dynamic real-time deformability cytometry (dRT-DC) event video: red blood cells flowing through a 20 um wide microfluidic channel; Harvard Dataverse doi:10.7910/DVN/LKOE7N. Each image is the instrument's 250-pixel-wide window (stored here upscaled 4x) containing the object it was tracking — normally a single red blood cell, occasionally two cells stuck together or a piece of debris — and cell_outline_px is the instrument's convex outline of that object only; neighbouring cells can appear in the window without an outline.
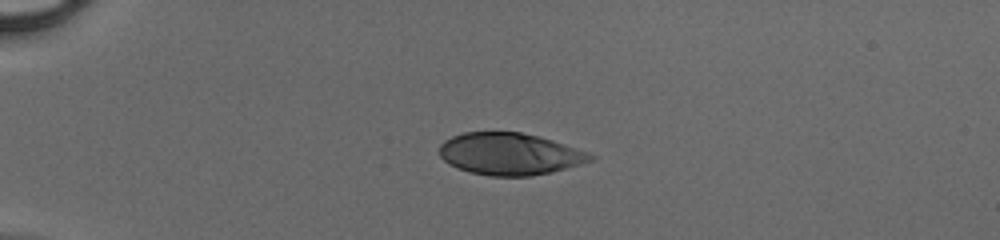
{"species": "human", "species_latin": "Homo sapiens", "temperature_condition": "cold", "stored_images_in_passage": 37, "camera_frame_rate_fps": 3000, "um_per_image_px": 0.085, "donor": {"sex": "male"}, "frame": {"image": 1, "passage_image": 1, "time_ms": 0.0, "image_size_px": [1000, 240], "cell_outline_px": [[596, 156], [592, 160], [580, 164], [552, 172], [532, 176], [488, 176], [468, 172], [448, 164], [440, 156], [440, 144], [444, 140], [452, 136], [464, 132], [520, 132], [540, 136], [588, 152]], "centroid_in_image_um": [43.31, 13.09], "position_along_channel_um": 41.7, "area_um2": 37.05}}
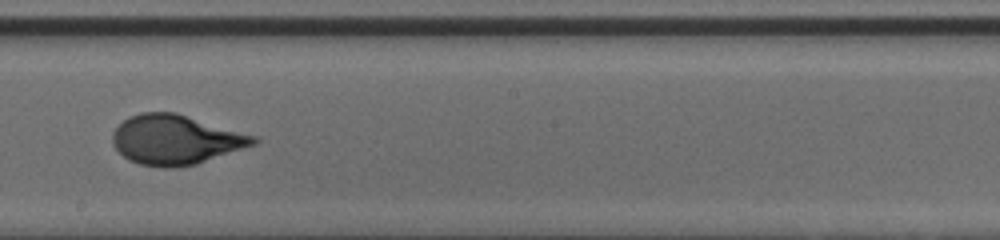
{"frame": {"image": 2, "passage_image": 18, "time_ms": 5.667, "image_size_px": [1000, 240], "cell_outline_px": [[260, 140], [256, 144], [196, 164], [176, 168], [164, 168], [140, 164], [128, 160], [112, 144], [112, 132], [128, 116], [140, 112], [176, 112], [260, 136]], "centroid_in_image_um": [14.97, 11.86], "position_along_channel_um": 233.2, "area_um2": 41.21}}
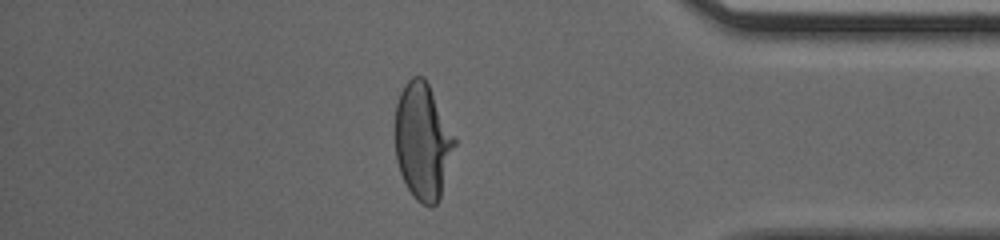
{"frame": {"image": 3, "passage_image": 31, "time_ms": 10.0, "image_size_px": [1000, 240], "cell_outline_px": [[456, 144], [440, 200], [432, 208], [416, 200], [412, 196], [400, 172], [396, 160], [396, 104], [400, 92], [404, 84], [412, 76], [424, 76], [456, 140]], "centroid_in_image_um": [35.93, 12.05], "position_along_channel_um": 399.3, "area_um2": 40.17}}